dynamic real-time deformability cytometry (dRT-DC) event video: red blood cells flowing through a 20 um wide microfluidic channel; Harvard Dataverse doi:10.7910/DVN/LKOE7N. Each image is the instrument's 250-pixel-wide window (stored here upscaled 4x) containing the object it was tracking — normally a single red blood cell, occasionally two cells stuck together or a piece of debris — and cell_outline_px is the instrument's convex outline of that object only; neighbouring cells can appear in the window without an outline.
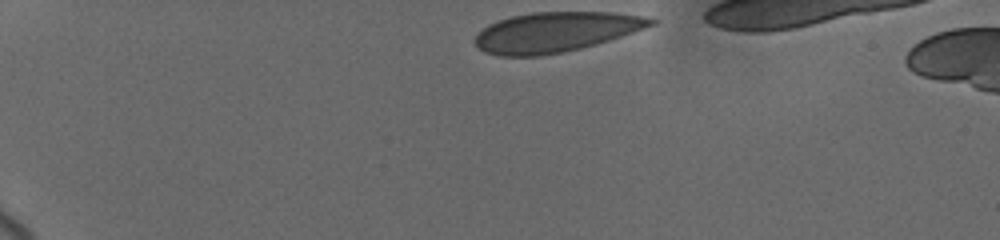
{"species": "human", "species_latin": "Homo sapiens", "temperature_condition": "cold", "stored_images_in_passage": 29, "camera_frame_rate_fps": 3000, "um_per_image_px": 0.085, "donor": {"sex": "female"}, "frame": {"image": 1, "passage_image": 1, "time_ms": 0.0, "image_size_px": [1000, 240], "cell_outline_px": [[660, 20], [656, 24], [608, 40], [580, 48], [564, 52], [540, 56], [496, 56], [484, 52], [472, 40], [488, 24], [512, 16], [532, 12], [612, 12], [644, 16]], "centroid_in_image_um": [47.22, 2.72], "position_along_channel_um": 37.8, "area_um2": 40.81}}
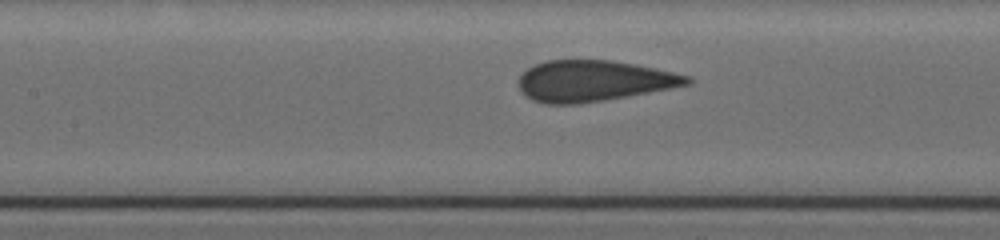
{"frame": {"image": 2, "passage_image": 18, "time_ms": 5.333, "image_size_px": [1000, 240], "cell_outline_px": [[692, 84], [628, 96], [580, 104], [544, 104], [532, 100], [524, 96], [520, 92], [516, 84], [516, 80], [528, 68], [536, 64], [548, 60], [612, 60], [636, 64], [692, 76]], "centroid_in_image_um": [50.42, 6.88], "position_along_channel_um": 157.0, "area_um2": 40.69}}
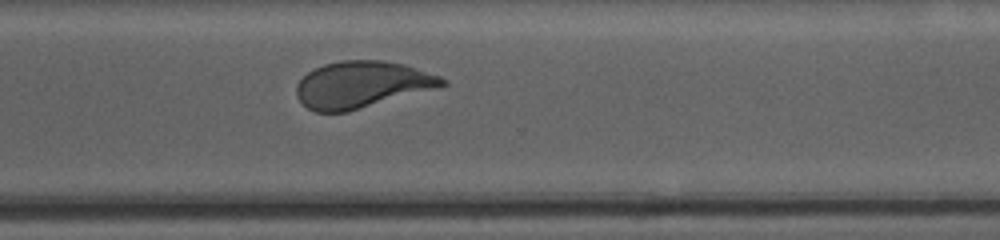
{"frame": {"image": 3, "passage_image": 29, "time_ms": 10.333, "image_size_px": [1000, 240], "cell_outline_px": [[448, 84], [436, 88], [348, 112], [316, 112], [308, 108], [296, 96], [296, 84], [308, 72], [324, 64], [340, 60], [384, 60], [404, 64], [440, 76], [448, 80]], "centroid_in_image_um": [30.76, 7.19], "position_along_channel_um": 339.8, "area_um2": 39.59}}